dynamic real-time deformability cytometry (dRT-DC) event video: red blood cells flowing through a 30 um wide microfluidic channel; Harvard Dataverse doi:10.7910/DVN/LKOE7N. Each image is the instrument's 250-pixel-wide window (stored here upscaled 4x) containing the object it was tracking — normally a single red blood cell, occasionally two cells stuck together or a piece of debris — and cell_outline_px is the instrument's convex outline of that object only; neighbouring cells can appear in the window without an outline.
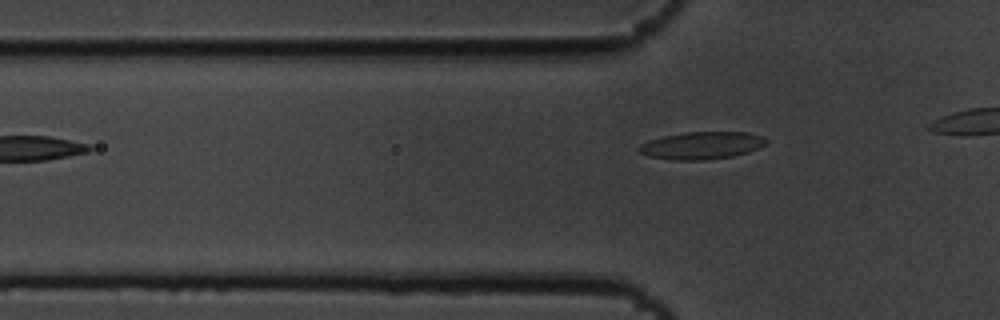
{"species": "common noctule bat (a hibernating species)", "species_latin": "Nyctalus noctula", "temperature_condition": "cold", "stored_images_in_passage": 3, "camera_frame_rate_fps": 3000, "um_per_image_px": 0.085, "animal": {"sex": "male", "body_mass_g": 19.5, "forearm_length_mm": 54.6}, "frame": {"image": 1, "passage_image": 3, "time_ms": 0.667, "image_size_px": [1000, 320], "cell_outline_px": [[768, 144], [748, 152], [736, 156], [708, 160], [672, 160], [648, 156], [640, 152], [636, 148], [640, 144], [648, 140], [664, 136], [684, 132], [748, 132], [760, 136], [768, 140]], "centroid_in_image_um": [59.65, 12.37], "position_along_channel_um": 66.2, "area_um2": 20.58}}